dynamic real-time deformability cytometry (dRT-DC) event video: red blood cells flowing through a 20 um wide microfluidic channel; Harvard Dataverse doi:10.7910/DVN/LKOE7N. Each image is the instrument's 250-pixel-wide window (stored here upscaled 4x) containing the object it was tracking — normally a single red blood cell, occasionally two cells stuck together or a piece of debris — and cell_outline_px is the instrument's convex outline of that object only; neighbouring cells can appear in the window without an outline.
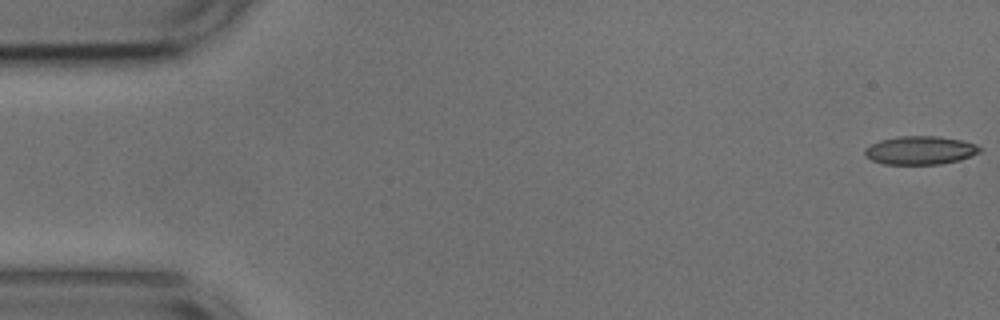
{"species": "common noctule bat (a hibernating species)", "species_latin": "Nyctalus noctula", "temperature_condition": "cold", "stored_images_in_passage": 53, "camera_frame_rate_fps": 3000, "um_per_image_px": 0.085, "animal": {"sex": "male", "body_mass_g": 17.9, "forearm_length_mm": 54.2}, "frame": {"image": 1, "passage_image": 1, "time_ms": 0.0, "image_size_px": [1000, 320], "cell_outline_px": [[980, 152], [972, 156], [960, 160], [940, 164], [884, 164], [872, 160], [864, 156], [864, 148], [880, 140], [900, 136], [940, 136], [960, 140], [976, 144], [980, 148]], "centroid_in_image_um": [78.21, 12.78], "position_along_channel_um": 6.8, "area_um2": 19.07}}
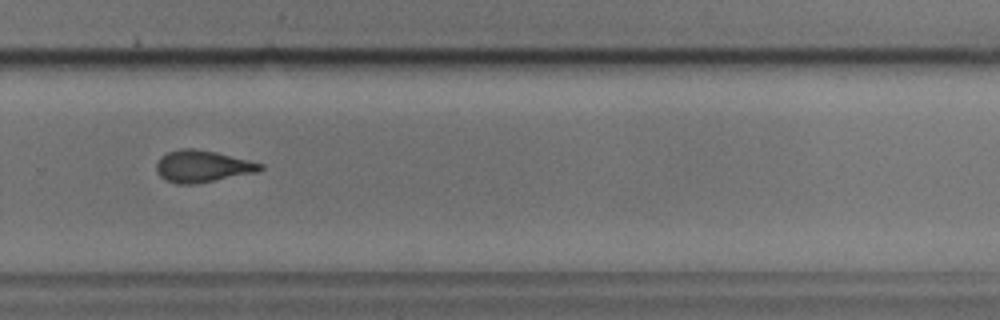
{"frame": {"image": 2, "passage_image": 36, "time_ms": 11.667, "image_size_px": [1000, 320], "cell_outline_px": [[264, 168], [256, 172], [196, 184], [176, 184], [164, 180], [156, 172], [156, 164], [160, 156], [168, 152], [180, 148], [192, 148], [216, 152], [264, 164]], "centroid_in_image_um": [17.16, 14.14], "position_along_channel_um": 312.6, "area_um2": 19.36}}
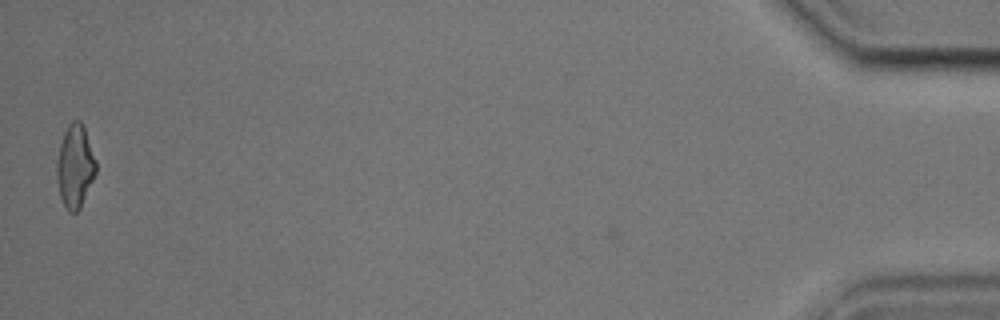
{"frame": {"image": 3, "passage_image": 53, "time_ms": 17.333, "image_size_px": [1000, 320], "cell_outline_px": [[96, 172], [80, 208], [76, 212], [68, 212], [60, 196], [56, 176], [56, 160], [60, 144], [64, 132], [68, 124], [72, 120], [80, 120], [84, 124], [96, 160]], "centroid_in_image_um": [6.37, 14.09], "position_along_channel_um": 428.8, "area_um2": 19.07}, "authors_computed_cell_mechanics": {"area_um2": 19.363, "velocity_mm_per_s": 3.7245, "shape_relaxation_time_tau1_ms": 7.75, "shape_relaxation_time_tau2_ms": 2.0488, "deformation_change_tau1": 0.1552, "deformation_change_tau2": 0.0875}}